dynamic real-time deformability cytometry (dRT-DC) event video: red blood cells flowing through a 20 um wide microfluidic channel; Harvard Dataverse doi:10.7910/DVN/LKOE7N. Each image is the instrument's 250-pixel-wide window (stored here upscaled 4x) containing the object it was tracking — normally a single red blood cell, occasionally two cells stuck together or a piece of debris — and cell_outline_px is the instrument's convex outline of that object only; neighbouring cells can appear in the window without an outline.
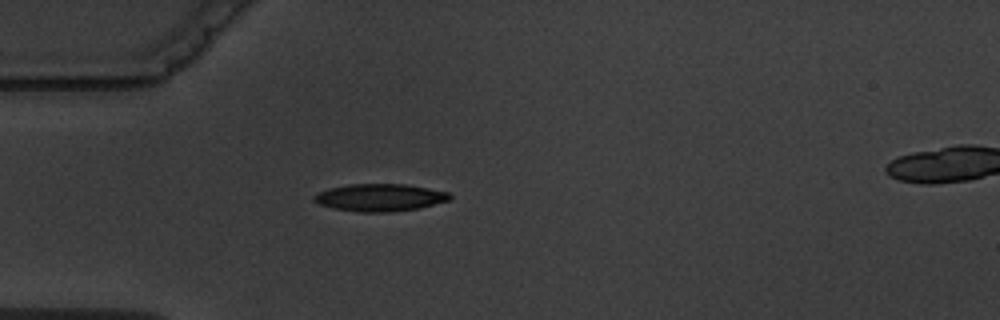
{"species": "common noctule bat (a hibernating species)", "species_latin": "Nyctalus noctula", "temperature_condition": "warm", "stored_images_in_passage": 5, "camera_frame_rate_fps": 3000, "um_per_image_px": 0.085, "animal": {"sex": "male", "body_mass_g": 19.5, "forearm_length_mm": 54.6}, "frame": {"image": 1, "passage_image": 5, "time_ms": 5.333, "image_size_px": [1000, 320], "cell_outline_px": [[452, 196], [448, 200], [420, 208], [388, 212], [360, 212], [332, 208], [320, 204], [312, 200], [312, 196], [320, 192], [332, 188], [352, 184], [408, 184], [448, 192]], "centroid_in_image_um": [32.3, 16.79], "position_along_channel_um": 52.7, "area_um2": 21.5}}